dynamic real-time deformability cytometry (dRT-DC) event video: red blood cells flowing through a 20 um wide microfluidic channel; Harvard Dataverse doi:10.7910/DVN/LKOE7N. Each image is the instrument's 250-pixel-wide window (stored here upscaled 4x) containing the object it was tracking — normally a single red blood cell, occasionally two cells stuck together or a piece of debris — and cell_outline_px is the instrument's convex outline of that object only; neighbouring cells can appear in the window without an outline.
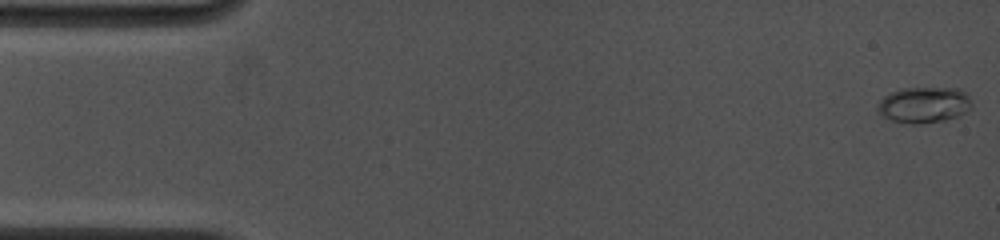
{"species": "common noctule bat (a hibernating species)", "species_latin": "Nyctalus noctula", "temperature_condition": "cold", "stored_images_in_passage": 27, "camera_frame_rate_fps": 4500, "um_per_image_px": 0.085, "animal": {"sex": "female", "body_mass_g": 19.0, "forearm_length_mm": 53.3}, "frame": {"image": 1, "passage_image": 1, "time_ms": 0.0, "image_size_px": [1000, 240], "cell_outline_px": [[972, 108], [956, 116], [944, 120], [920, 124], [912, 124], [892, 120], [884, 116], [876, 108], [880, 100], [884, 96], [892, 92], [904, 88], [956, 88], [964, 92], [968, 96], [972, 104]], "centroid_in_image_um": [78.54, 8.91], "position_along_channel_um": 6.5, "area_um2": 19.48}}
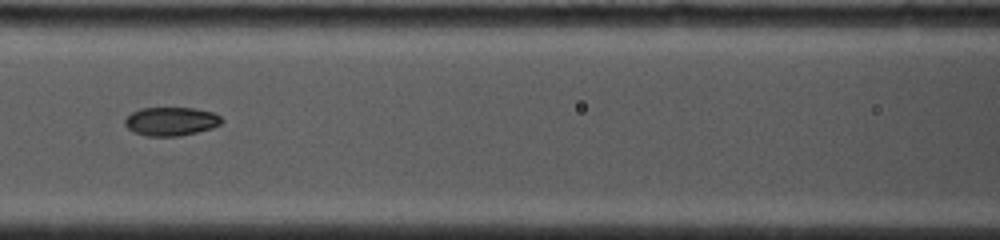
{"frame": {"image": 2, "passage_image": 17, "time_ms": 7.111, "image_size_px": [1000, 240], "cell_outline_px": [[224, 120], [220, 124], [212, 128], [180, 136], [144, 136], [132, 132], [124, 124], [124, 120], [132, 112], [140, 108], [192, 108], [212, 112], [220, 116]], "centroid_in_image_um": [14.51, 10.32], "position_along_channel_um": 152.1, "area_um2": 16.18}}
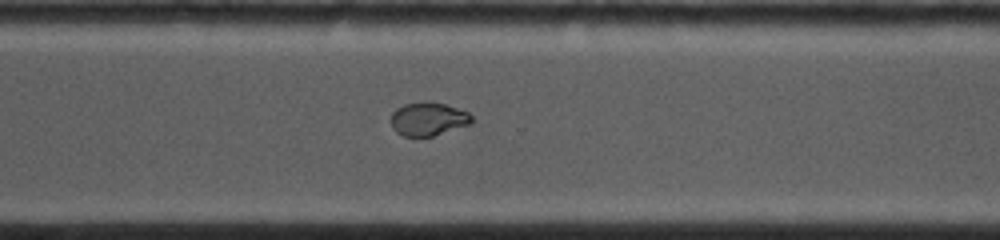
{"frame": {"image": 3, "passage_image": 27, "time_ms": 11.778, "image_size_px": [1000, 240], "cell_outline_px": [[476, 120], [472, 124], [432, 136], [404, 136], [396, 132], [392, 128], [388, 120], [392, 112], [396, 108], [404, 104], [424, 100], [444, 104], [468, 112]], "centroid_in_image_um": [36.38, 10.1], "position_along_channel_um": 334.2, "area_um2": 16.13}}